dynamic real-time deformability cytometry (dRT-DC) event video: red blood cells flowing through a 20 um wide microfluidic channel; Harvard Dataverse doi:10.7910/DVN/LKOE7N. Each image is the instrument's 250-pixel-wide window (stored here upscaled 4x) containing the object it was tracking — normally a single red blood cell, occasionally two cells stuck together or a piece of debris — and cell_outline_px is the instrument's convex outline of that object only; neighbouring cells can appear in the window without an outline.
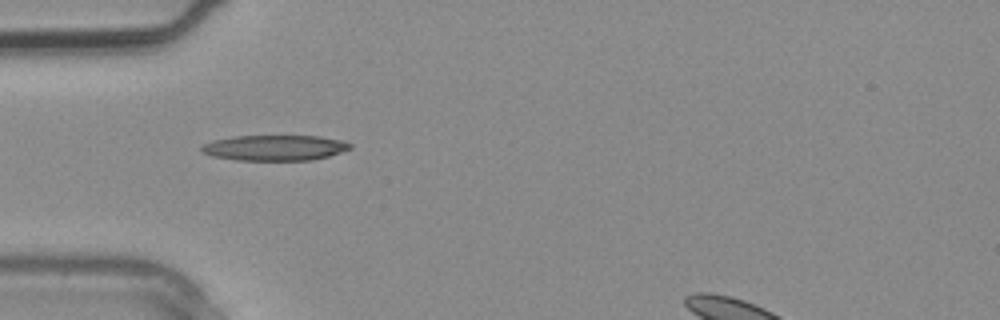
{"species": "common noctule bat (a hibernating species)", "species_latin": "Nyctalus noctula", "temperature_condition": "warm", "stored_images_in_passage": 1, "camera_frame_rate_fps": 3000, "um_per_image_px": 0.085, "animal": {"sex": "male", "body_mass_g": 20.4}, "frame": {"image": 1, "passage_image": 1, "time_ms": 0.0, "image_size_px": [1000, 320], "cell_outline_px": [[352, 148], [328, 156], [312, 160], [236, 160], [212, 156], [204, 152], [200, 148], [200, 144], [212, 140], [232, 136], [320, 136], [344, 140], [352, 144]], "centroid_in_image_um": [23.34, 12.55], "position_along_channel_um": 61.7, "area_um2": 22.25}}